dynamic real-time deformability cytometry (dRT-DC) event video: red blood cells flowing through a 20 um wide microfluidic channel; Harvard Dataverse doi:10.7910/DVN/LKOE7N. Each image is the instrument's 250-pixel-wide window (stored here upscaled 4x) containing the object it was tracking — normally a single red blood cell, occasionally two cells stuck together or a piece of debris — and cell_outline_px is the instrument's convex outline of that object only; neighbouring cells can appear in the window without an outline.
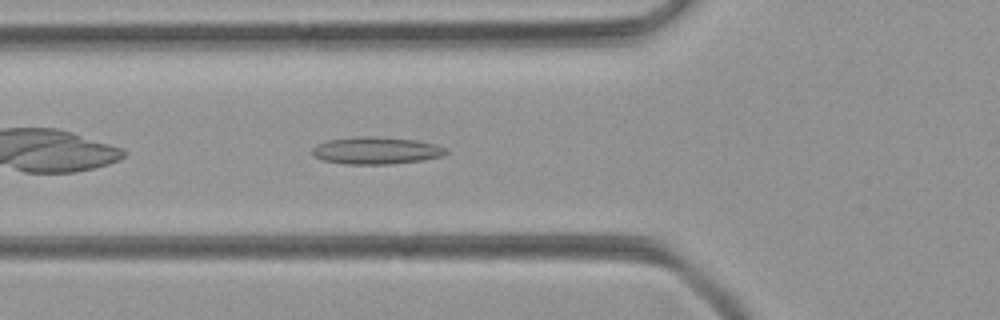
{"species": "common noctule bat (a hibernating species)", "species_latin": "Nyctalus noctula", "temperature_condition": "room temperature", "stored_images_in_passage": 36, "camera_frame_rate_fps": 3000, "um_per_image_px": 0.085, "animal": {"sex": "female", "body_mass_g": 21.9}, "frame": {"image": 1, "passage_image": 4, "time_ms": 1.0, "image_size_px": [1000, 320], "cell_outline_px": [[448, 152], [444, 156], [424, 160], [392, 164], [344, 164], [324, 160], [312, 156], [312, 148], [316, 144], [328, 140], [356, 136], [380, 136], [416, 140], [436, 144], [448, 148]], "centroid_in_image_um": [32.0, 12.79], "position_along_channel_um": 93.8, "area_um2": 21.62}}
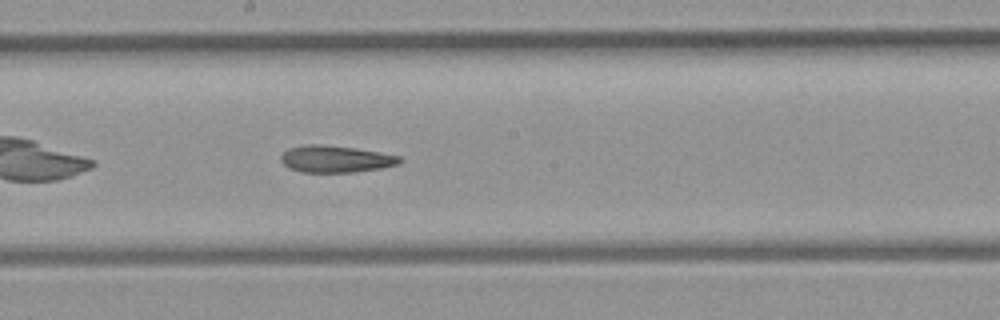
{"frame": {"image": 2, "passage_image": 13, "time_ms": 4.0, "image_size_px": [1000, 320], "cell_outline_px": [[404, 160], [400, 164], [380, 168], [356, 172], [300, 172], [288, 168], [280, 160], [280, 156], [288, 148], [308, 144], [320, 144], [356, 148], [380, 152], [400, 156]], "centroid_in_image_um": [28.54, 13.51], "position_along_channel_um": 219.7, "area_um2": 18.79}}
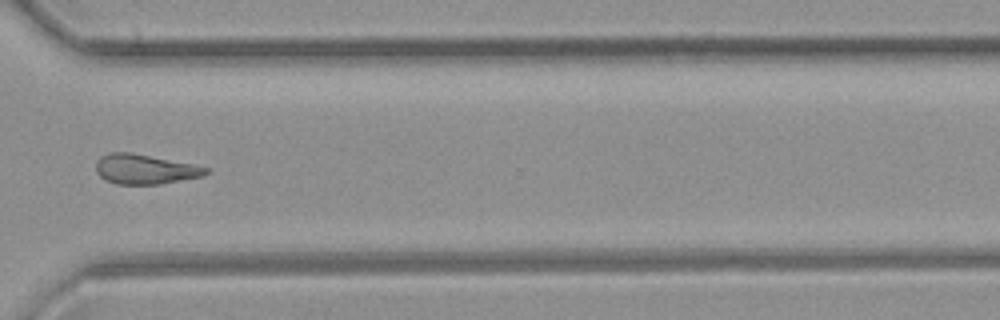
{"frame": {"image": 3, "passage_image": 23, "time_ms": 7.333, "image_size_px": [1000, 320], "cell_outline_px": [[208, 172], [204, 176], [160, 184], [116, 184], [104, 180], [96, 172], [96, 160], [100, 156], [108, 152], [128, 152], [196, 164], [208, 168]], "centroid_in_image_um": [12.3, 14.38], "position_along_channel_um": 358.3, "area_um2": 19.25}}